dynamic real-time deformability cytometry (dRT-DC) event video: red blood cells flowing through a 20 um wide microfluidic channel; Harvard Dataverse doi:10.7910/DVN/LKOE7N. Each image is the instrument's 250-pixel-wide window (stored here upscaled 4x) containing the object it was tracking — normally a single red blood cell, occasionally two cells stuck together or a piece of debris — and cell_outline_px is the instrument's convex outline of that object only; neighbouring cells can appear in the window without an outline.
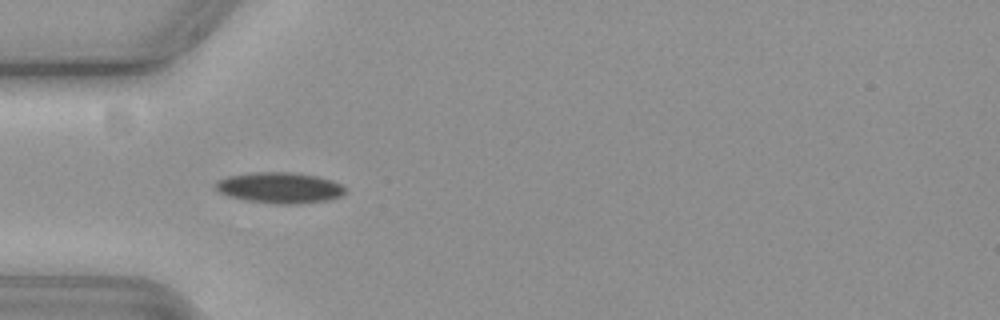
{"species": "common noctule bat (a hibernating species)", "species_latin": "Nyctalus noctula", "temperature_condition": "cold", "stored_images_in_passage": 44, "camera_frame_rate_fps": 3000, "um_per_image_px": 0.085, "animal": {"sex": "female", "body_mass_g": 19.3, "forearm_length_mm": 54.1}, "frame": {"image": 1, "passage_image": 4, "time_ms": 1.0, "image_size_px": [1000, 320], "cell_outline_px": [[344, 192], [340, 196], [328, 200], [300, 204], [276, 204], [244, 200], [228, 196], [220, 192], [216, 188], [216, 184], [220, 180], [228, 176], [256, 172], [288, 172], [316, 176], [332, 180], [340, 184], [344, 188]], "centroid_in_image_um": [23.78, 15.97], "position_along_channel_um": 61.2, "area_um2": 23.12}}
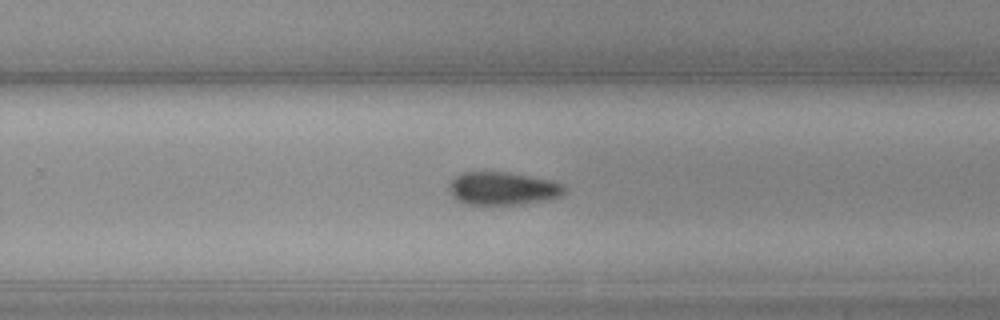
{"frame": {"image": 2, "passage_image": 23, "time_ms": 7.333, "image_size_px": [1000, 320], "cell_outline_px": [[564, 192], [560, 196], [548, 200], [520, 204], [488, 208], [484, 208], [464, 204], [456, 200], [448, 192], [448, 184], [452, 176], [460, 172], [508, 172], [552, 180], [564, 184]], "centroid_in_image_um": [42.63, 16.06], "position_along_channel_um": 287.2, "area_um2": 23.41}}
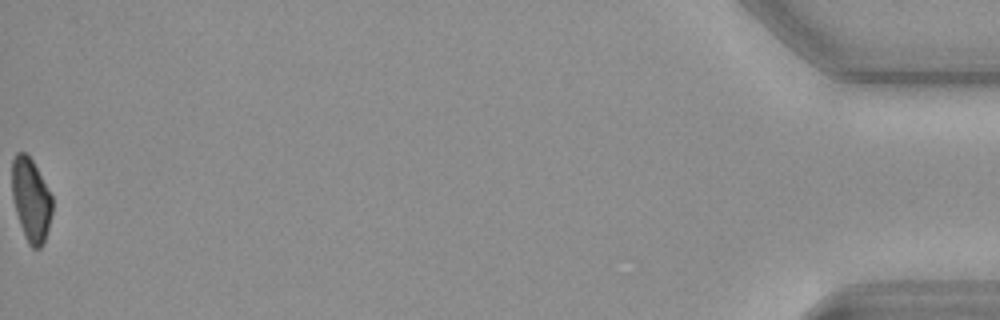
{"frame": {"image": 3, "passage_image": 44, "time_ms": 14.333, "image_size_px": [1000, 320], "cell_outline_px": [[52, 212], [44, 244], [40, 248], [32, 248], [28, 244], [24, 236], [16, 212], [12, 196], [12, 160], [16, 152], [24, 152], [32, 160], [52, 196]], "centroid_in_image_um": [2.63, 17.01], "position_along_channel_um": 432.6, "area_um2": 19.48}}